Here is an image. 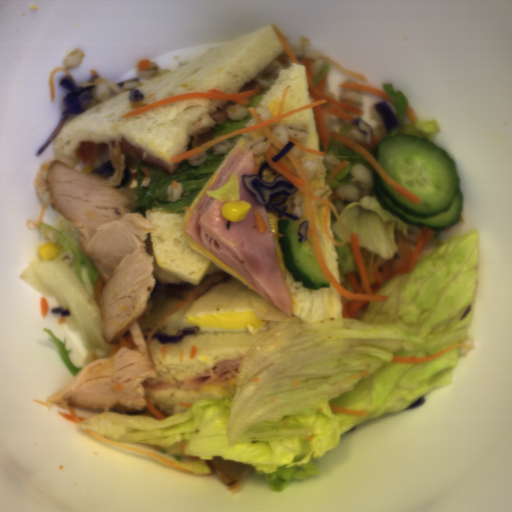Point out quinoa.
I'll return each mask as SVG.
<instances>
[{"label": "quinoa", "instance_id": "1", "mask_svg": "<svg viewBox=\"0 0 512 512\" xmlns=\"http://www.w3.org/2000/svg\"><path fill=\"white\" fill-rule=\"evenodd\" d=\"M350 169L353 177L338 186L336 193L343 200L356 201L361 191L375 187V175L371 169L358 163H354Z\"/></svg>", "mask_w": 512, "mask_h": 512}, {"label": "quinoa", "instance_id": "2", "mask_svg": "<svg viewBox=\"0 0 512 512\" xmlns=\"http://www.w3.org/2000/svg\"><path fill=\"white\" fill-rule=\"evenodd\" d=\"M272 133L284 144L288 143L290 138L298 141H305L309 137V131L305 125L294 123L289 125L279 123L274 127Z\"/></svg>", "mask_w": 512, "mask_h": 512}, {"label": "quinoa", "instance_id": "3", "mask_svg": "<svg viewBox=\"0 0 512 512\" xmlns=\"http://www.w3.org/2000/svg\"><path fill=\"white\" fill-rule=\"evenodd\" d=\"M281 70H285L282 64L278 60H273L256 76V86L272 88L274 80L280 77Z\"/></svg>", "mask_w": 512, "mask_h": 512}, {"label": "quinoa", "instance_id": "4", "mask_svg": "<svg viewBox=\"0 0 512 512\" xmlns=\"http://www.w3.org/2000/svg\"><path fill=\"white\" fill-rule=\"evenodd\" d=\"M271 147L272 143L267 136H260L258 138H255L246 145V148L252 150L254 155L256 156H260L263 155L264 153H267V150H270Z\"/></svg>", "mask_w": 512, "mask_h": 512}, {"label": "quinoa", "instance_id": "5", "mask_svg": "<svg viewBox=\"0 0 512 512\" xmlns=\"http://www.w3.org/2000/svg\"><path fill=\"white\" fill-rule=\"evenodd\" d=\"M225 111L231 121L242 120L250 113L248 104H230L226 107Z\"/></svg>", "mask_w": 512, "mask_h": 512}, {"label": "quinoa", "instance_id": "6", "mask_svg": "<svg viewBox=\"0 0 512 512\" xmlns=\"http://www.w3.org/2000/svg\"><path fill=\"white\" fill-rule=\"evenodd\" d=\"M84 56L86 55L81 49L75 48L62 60L64 69L70 70L76 68L80 65Z\"/></svg>", "mask_w": 512, "mask_h": 512}, {"label": "quinoa", "instance_id": "7", "mask_svg": "<svg viewBox=\"0 0 512 512\" xmlns=\"http://www.w3.org/2000/svg\"><path fill=\"white\" fill-rule=\"evenodd\" d=\"M184 191L183 183L173 182L167 185L165 195L169 201L178 202Z\"/></svg>", "mask_w": 512, "mask_h": 512}, {"label": "quinoa", "instance_id": "8", "mask_svg": "<svg viewBox=\"0 0 512 512\" xmlns=\"http://www.w3.org/2000/svg\"><path fill=\"white\" fill-rule=\"evenodd\" d=\"M339 101L348 102L353 101L354 105H360L363 104V97L361 90H344L342 91Z\"/></svg>", "mask_w": 512, "mask_h": 512}, {"label": "quinoa", "instance_id": "9", "mask_svg": "<svg viewBox=\"0 0 512 512\" xmlns=\"http://www.w3.org/2000/svg\"><path fill=\"white\" fill-rule=\"evenodd\" d=\"M213 151V155L228 153L231 150L232 144L228 139L215 143L210 146Z\"/></svg>", "mask_w": 512, "mask_h": 512}, {"label": "quinoa", "instance_id": "10", "mask_svg": "<svg viewBox=\"0 0 512 512\" xmlns=\"http://www.w3.org/2000/svg\"><path fill=\"white\" fill-rule=\"evenodd\" d=\"M93 94H94V97L96 99H98L99 101L103 100V99H107L109 96V89H108L107 84H105L103 82V83H99L98 85H96L93 89Z\"/></svg>", "mask_w": 512, "mask_h": 512}, {"label": "quinoa", "instance_id": "11", "mask_svg": "<svg viewBox=\"0 0 512 512\" xmlns=\"http://www.w3.org/2000/svg\"><path fill=\"white\" fill-rule=\"evenodd\" d=\"M322 164L326 169H328L332 173L334 171V169L341 163L338 158L334 157L331 154H326V155H324Z\"/></svg>", "mask_w": 512, "mask_h": 512}, {"label": "quinoa", "instance_id": "12", "mask_svg": "<svg viewBox=\"0 0 512 512\" xmlns=\"http://www.w3.org/2000/svg\"><path fill=\"white\" fill-rule=\"evenodd\" d=\"M348 139L352 140L355 143H365V135L361 132L360 129H350L347 132Z\"/></svg>", "mask_w": 512, "mask_h": 512}, {"label": "quinoa", "instance_id": "13", "mask_svg": "<svg viewBox=\"0 0 512 512\" xmlns=\"http://www.w3.org/2000/svg\"><path fill=\"white\" fill-rule=\"evenodd\" d=\"M206 157H207L206 152L202 151L194 156L188 157L187 162L191 166L200 165L201 163H203L206 160Z\"/></svg>", "mask_w": 512, "mask_h": 512}]
</instances>
